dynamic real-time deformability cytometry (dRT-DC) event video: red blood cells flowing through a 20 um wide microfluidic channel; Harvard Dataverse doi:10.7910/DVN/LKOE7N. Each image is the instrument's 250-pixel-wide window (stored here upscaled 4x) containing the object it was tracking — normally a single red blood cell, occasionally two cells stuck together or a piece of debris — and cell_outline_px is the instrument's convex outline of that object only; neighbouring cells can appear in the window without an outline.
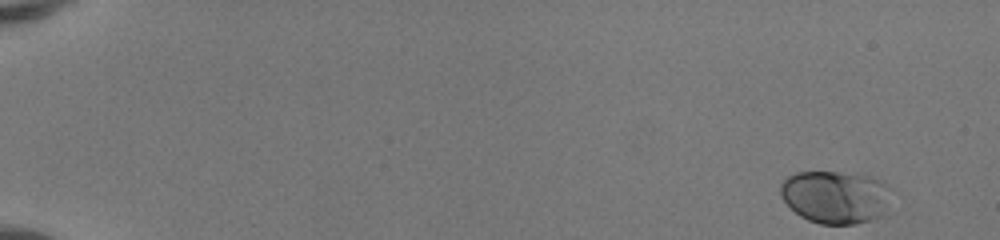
{"species": "human", "species_latin": "Homo sapiens", "temperature_condition": "room temperature", "stored_images_in_passage": 49, "camera_frame_rate_fps": 3000, "um_per_image_px": 0.085, "donor": {"sex": "female"}, "frame": {"image": 1, "passage_image": 1, "time_ms": 0.0, "image_size_px": [1000, 240], "cell_outline_px": [[896, 192], [880, 216], [856, 224], [820, 224], [808, 220], [800, 216], [780, 196], [780, 184], [788, 176], [796, 172], [856, 172], [872, 176], [884, 180]], "centroid_in_image_um": [71.09, 16.7], "position_along_channel_um": 13.9, "area_um2": 34.91}}
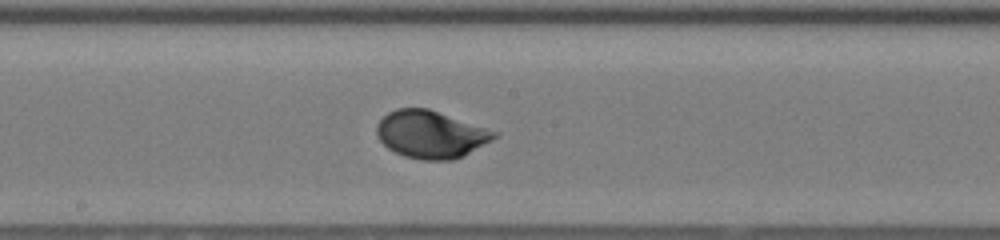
{"frame": {"image": 2, "passage_image": 28, "time_ms": 9.0, "image_size_px": [1000, 240], "cell_outline_px": [[500, 136], [464, 156], [452, 160], [424, 160], [404, 156], [388, 148], [380, 140], [376, 132], [376, 124], [388, 112], [396, 108], [428, 108], [500, 132]], "centroid_in_image_um": [36.65, 11.42], "position_along_channel_um": 211.5, "area_um2": 32.71}}
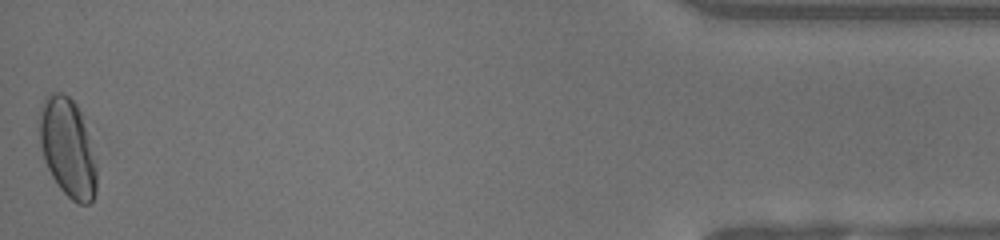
{"frame": {"image": 3, "passage_image": 49, "time_ms": 16.0, "image_size_px": [1000, 240], "cell_outline_px": [[96, 192], [92, 200], [88, 204], [80, 204], [72, 200], [56, 184], [44, 160], [40, 148], [40, 112], [44, 96], [48, 92], [60, 92], [68, 96], [76, 104], [80, 112], [96, 160]], "centroid_in_image_um": [5.74, 12.56], "position_along_channel_um": 429.5, "area_um2": 32.77}, "authors_computed_cell_mechanics": {"area_um2": 31.1542, "velocity_mm_per_s": 4.1557, "shape_relaxation_time_tau1_ms": 2.3646, "shape_relaxation_time_tau2_ms": null, "deformation_change_tau1": 0.1311, "deformation_change_tau2": null}}